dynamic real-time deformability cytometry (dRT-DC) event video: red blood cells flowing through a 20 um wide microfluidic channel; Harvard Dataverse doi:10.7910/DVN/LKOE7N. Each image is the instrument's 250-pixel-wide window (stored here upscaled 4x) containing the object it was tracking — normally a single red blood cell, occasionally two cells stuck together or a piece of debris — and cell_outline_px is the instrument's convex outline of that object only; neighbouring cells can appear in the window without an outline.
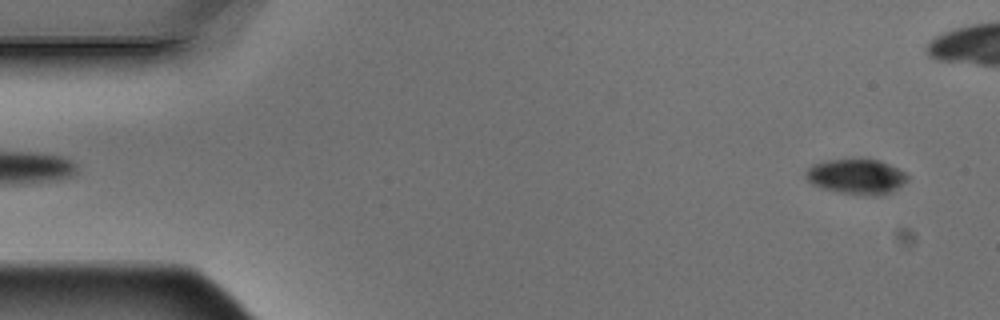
{"species": "Egyptian fruit bat (a non-hibernating species)", "species_latin": "Rousettus aegyptiacus", "temperature_condition": "warm", "stored_images_in_passage": 8, "segment_of_instrument_passage": [1, 2], "camera_frame_rate_fps": 3000, "um_per_image_px": 0.085, "animal": {"sex": "male"}, "frame": {"image": 1, "passage_image": 1, "time_ms": 0.0, "image_size_px": [1000, 320], "cell_outline_px": [[908, 180], [892, 192], [880, 196], [864, 196], [840, 192], [824, 188], [812, 184], [804, 176], [804, 172], [812, 164], [828, 160], [860, 156], [868, 156], [880, 160], [904, 172], [908, 176]], "centroid_in_image_um": [72.8, 14.97], "position_along_channel_um": 12.2, "area_um2": 21.62}}
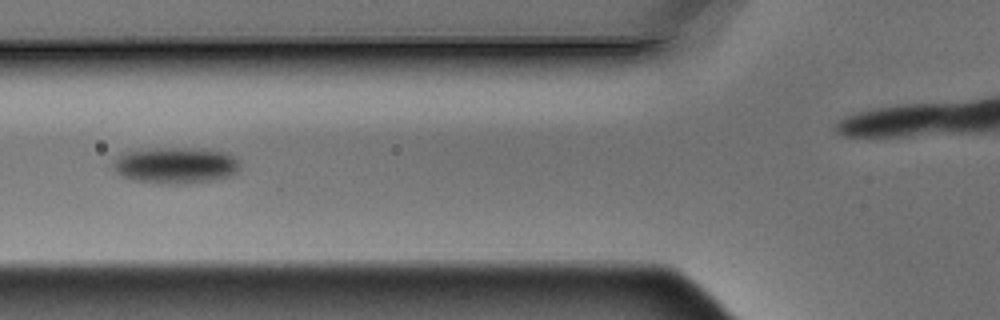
{"frame": {"image": 2, "passage_image": 6, "time_ms": 1.667, "image_size_px": [1000, 320], "cell_outline_px": [[240, 168], [236, 172], [228, 176], [212, 180], [184, 184], [160, 184], [132, 180], [116, 172], [112, 168], [112, 160], [124, 152], [160, 148], [208, 148], [224, 152], [240, 160]], "centroid_in_image_um": [14.92, 14.05], "position_along_channel_um": 110.9, "area_um2": 27.11}}
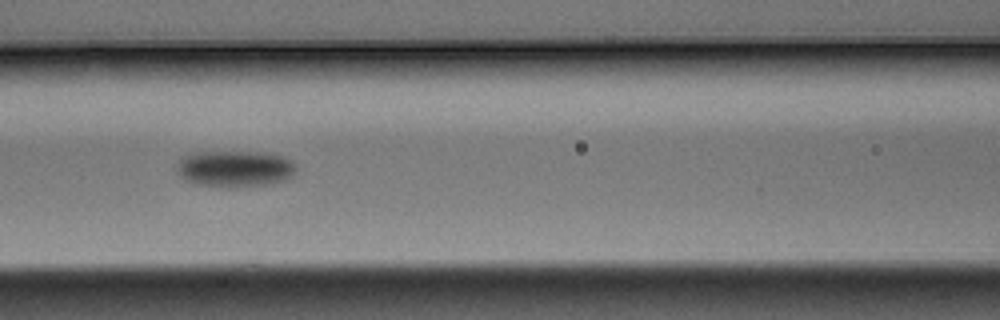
{"frame": {"image": 3, "passage_image": 7, "time_ms": 2.0, "image_size_px": [1000, 320], "cell_outline_px": [[296, 168], [292, 176], [284, 180], [272, 184], [236, 188], [224, 188], [196, 184], [184, 180], [176, 172], [176, 164], [180, 156], [192, 152], [272, 152], [284, 156], [292, 160], [296, 164]], "centroid_in_image_um": [19.94, 14.34], "position_along_channel_um": 146.7, "area_um2": 26.3}}